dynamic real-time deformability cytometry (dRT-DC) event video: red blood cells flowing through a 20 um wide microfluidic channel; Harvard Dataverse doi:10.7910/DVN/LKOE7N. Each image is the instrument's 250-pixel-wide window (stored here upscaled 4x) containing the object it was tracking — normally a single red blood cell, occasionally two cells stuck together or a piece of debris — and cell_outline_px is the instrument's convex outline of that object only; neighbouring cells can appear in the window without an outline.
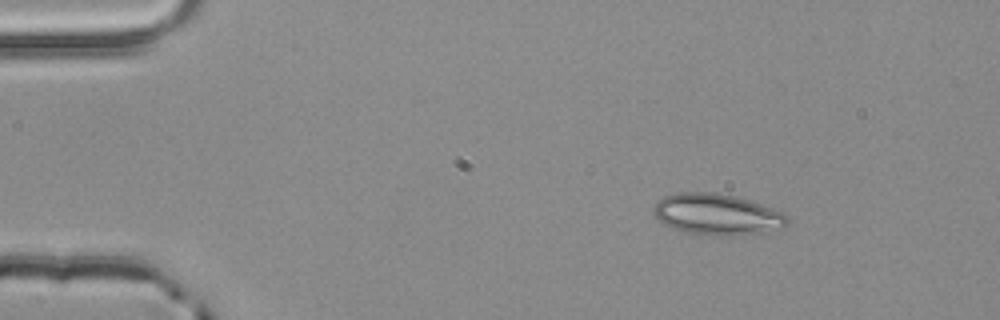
{"species": "common noctule bat (a hibernating species)", "species_latin": "Nyctalus noctula", "temperature_condition": "room temperature", "stored_images_in_passage": 3, "camera_frame_rate_fps": 3000, "um_per_image_px": 0.085, "animal": {"sex": "male", "body_mass_g": 20.4}, "frame": {"image": 1, "passage_image": 1, "time_ms": 0.0, "image_size_px": [1000, 320], "cell_outline_px": [[788, 224], [784, 228], [764, 232], [728, 236], [716, 236], [684, 232], [672, 228], [664, 224], [652, 212], [652, 208], [664, 196], [680, 192], [712, 192], [736, 196], [760, 204], [780, 212], [788, 216]], "centroid_in_image_um": [60.94, 18.23], "position_along_channel_um": 24.1, "area_um2": 32.02}}